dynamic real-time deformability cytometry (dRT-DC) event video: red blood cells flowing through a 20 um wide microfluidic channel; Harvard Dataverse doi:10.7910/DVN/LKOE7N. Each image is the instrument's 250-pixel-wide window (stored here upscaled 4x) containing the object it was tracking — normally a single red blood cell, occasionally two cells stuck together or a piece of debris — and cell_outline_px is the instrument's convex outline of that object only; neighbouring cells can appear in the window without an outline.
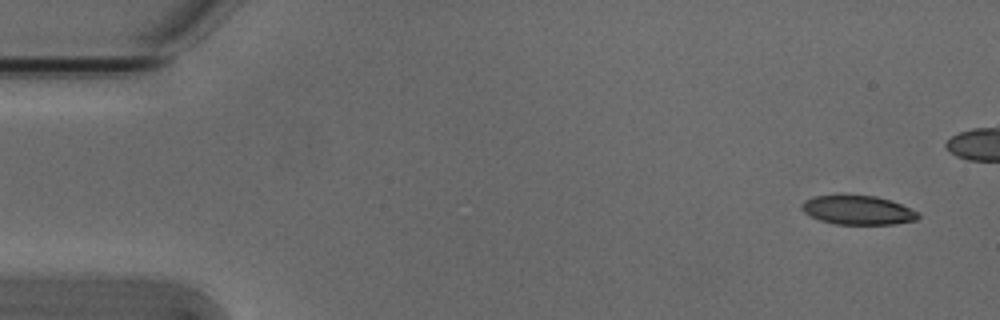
{"species": "Egyptian fruit bat (a non-hibernating species)", "species_latin": "Rousettus aegyptiacus", "temperature_condition": "cold", "stored_images_in_passage": 2, "camera_frame_rate_fps": 3000, "um_per_image_px": 0.085, "animal": {"sex": "male"}, "frame": {"image": 1, "passage_image": 2, "time_ms": 0.333, "image_size_px": [1000, 320], "cell_outline_px": [[920, 216], [916, 220], [892, 224], [836, 224], [820, 220], [804, 212], [800, 208], [800, 204], [804, 200], [816, 196], [836, 192], [844, 192], [876, 196], [900, 204], [920, 212]], "centroid_in_image_um": [72.86, 17.81], "position_along_channel_um": 12.1, "area_um2": 20.4}}